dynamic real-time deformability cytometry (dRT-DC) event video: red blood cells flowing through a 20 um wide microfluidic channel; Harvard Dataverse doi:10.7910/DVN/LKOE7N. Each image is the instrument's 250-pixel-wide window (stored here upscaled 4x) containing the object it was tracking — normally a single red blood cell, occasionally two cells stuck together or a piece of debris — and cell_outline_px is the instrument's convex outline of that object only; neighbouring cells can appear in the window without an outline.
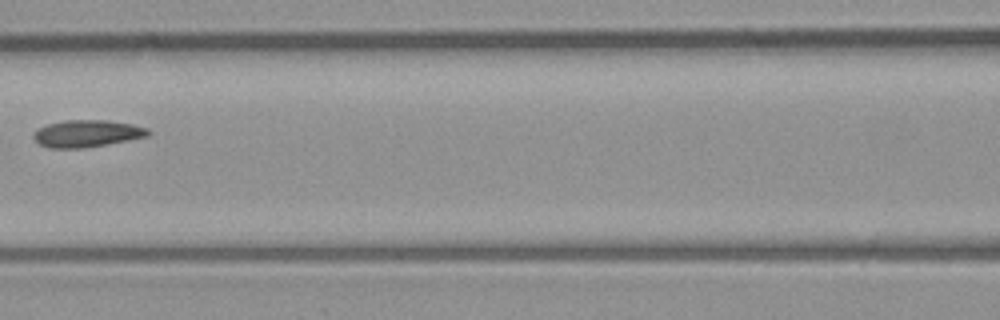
{"species": "common noctule bat (a hibernating species)", "species_latin": "Nyctalus noctula", "temperature_condition": "room temperature", "stored_images_in_passage": 3, "camera_frame_rate_fps": 3000, "um_per_image_px": 0.085, "animal": {"sex": "male", "body_mass_g": 23.1, "forearm_length_mm": 52.7}, "frame": {"image": 1, "passage_image": 3, "time_ms": 3.0, "image_size_px": [1000, 320], "cell_outline_px": [[152, 132], [148, 136], [128, 140], [84, 148], [48, 148], [40, 144], [32, 136], [40, 128], [48, 124], [64, 120], [108, 120], [132, 124], [148, 128]], "centroid_in_image_um": [7.43, 11.35], "position_along_channel_um": 159.2, "area_um2": 17.98}}